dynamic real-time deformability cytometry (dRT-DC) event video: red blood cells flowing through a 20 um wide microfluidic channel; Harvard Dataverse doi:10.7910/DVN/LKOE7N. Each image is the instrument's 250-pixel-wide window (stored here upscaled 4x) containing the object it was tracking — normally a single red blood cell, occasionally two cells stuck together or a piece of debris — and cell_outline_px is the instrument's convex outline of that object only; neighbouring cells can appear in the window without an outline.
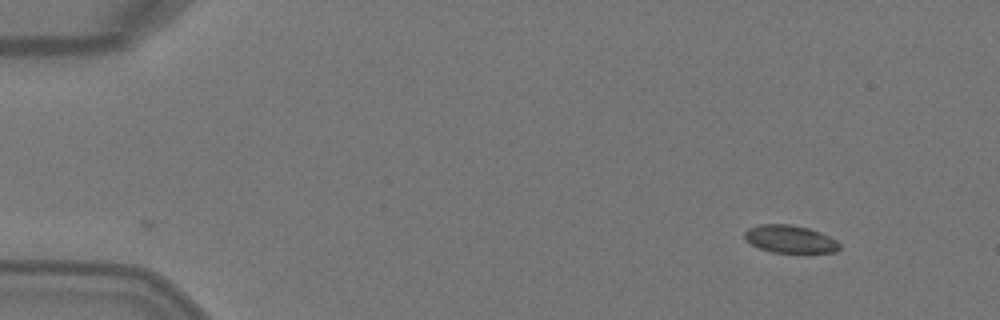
{"species": "Egyptian fruit bat (a non-hibernating species)", "species_latin": "Rousettus aegyptiacus", "temperature_condition": "warm", "stored_images_in_passage": 2, "camera_frame_rate_fps": 3000, "um_per_image_px": 0.085, "animal": {"sex": "female"}, "frame": {"image": 1, "passage_image": 1, "time_ms": 0.0, "image_size_px": [1000, 320], "cell_outline_px": [[840, 248], [836, 252], [772, 252], [760, 248], [752, 244], [744, 236], [744, 232], [748, 228], [756, 224], [792, 224], [808, 228], [820, 232], [836, 240], [840, 244]], "centroid_in_image_um": [67.15, 20.3], "position_along_channel_um": 17.9, "area_um2": 15.2}}